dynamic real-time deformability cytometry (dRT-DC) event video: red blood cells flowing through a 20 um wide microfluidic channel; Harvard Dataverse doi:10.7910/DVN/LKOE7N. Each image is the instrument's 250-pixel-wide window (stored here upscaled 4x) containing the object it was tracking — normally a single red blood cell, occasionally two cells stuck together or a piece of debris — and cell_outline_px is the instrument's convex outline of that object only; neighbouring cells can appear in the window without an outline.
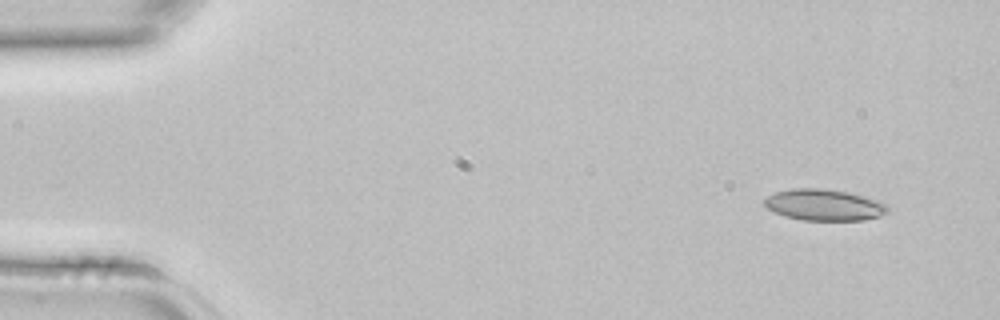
{"species": "common noctule bat (a hibernating species)", "species_latin": "Nyctalus noctula", "temperature_condition": "room temperature", "stored_images_in_passage": 3, "camera_frame_rate_fps": 3000, "um_per_image_px": 0.085, "animal": {"sex": "female", "body_mass_g": 22.7, "forearm_length_mm": 54.2}, "frame": {"image": 1, "passage_image": 1, "time_ms": 0.0, "image_size_px": [1000, 320], "cell_outline_px": [[888, 212], [880, 216], [864, 220], [804, 220], [784, 216], [768, 208], [764, 204], [764, 200], [768, 196], [776, 192], [792, 188], [824, 188], [848, 192], [880, 200], [888, 208]], "centroid_in_image_um": [70.07, 17.41], "position_along_channel_um": 14.9, "area_um2": 22.48}}
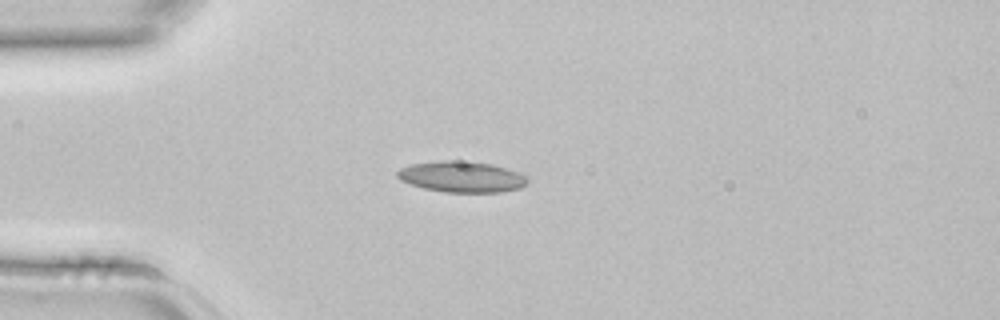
{"frame": {"image": 2, "passage_image": 3, "time_ms": 0.667, "image_size_px": [1000, 320], "cell_outline_px": [[528, 180], [520, 188], [500, 192], [444, 192], [424, 188], [400, 180], [396, 176], [396, 172], [400, 168], [412, 164], [440, 160], [452, 160], [492, 164], [528, 176]], "centroid_in_image_um": [39.21, 15.02], "position_along_channel_um": 45.8, "area_um2": 23.29}}